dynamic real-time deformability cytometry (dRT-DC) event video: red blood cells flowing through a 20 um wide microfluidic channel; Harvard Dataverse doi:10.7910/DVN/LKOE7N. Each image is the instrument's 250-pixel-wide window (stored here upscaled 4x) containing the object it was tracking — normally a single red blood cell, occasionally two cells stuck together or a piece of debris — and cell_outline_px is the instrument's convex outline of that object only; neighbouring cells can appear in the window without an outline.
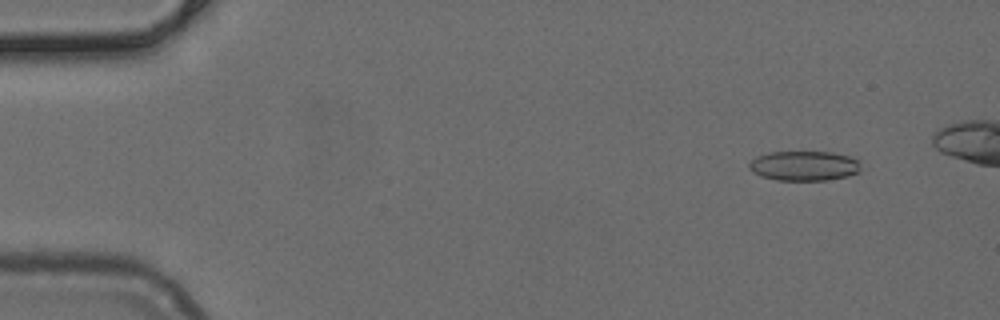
{"species": "common noctule bat (a hibernating species)", "species_latin": "Nyctalus noctula", "temperature_condition": "cold", "stored_images_in_passage": 46, "camera_frame_rate_fps": 3000, "um_per_image_px": 0.085, "animal": {"sex": "female", "body_mass_g": 24.6, "forearm_length_mm": 56.2}, "frame": {"image": 1, "passage_image": 5, "time_ms": 1.333, "image_size_px": [1000, 320], "cell_outline_px": [[860, 172], [848, 176], [828, 180], [776, 180], [760, 176], [752, 172], [748, 168], [748, 164], [756, 156], [768, 152], [832, 152], [848, 156], [856, 160]], "centroid_in_image_um": [68.29, 14.1], "position_along_channel_um": 16.7, "area_um2": 19.36}}
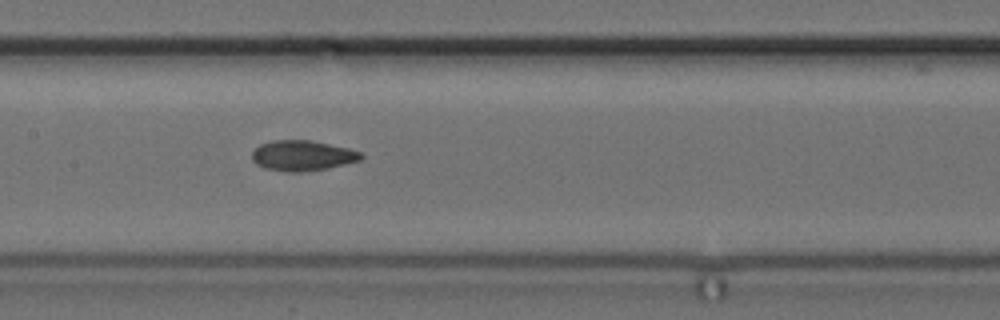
{"frame": {"image": 2, "passage_image": 25, "time_ms": 8.0, "image_size_px": [1000, 320], "cell_outline_px": [[364, 156], [360, 160], [328, 168], [296, 172], [288, 172], [264, 168], [256, 164], [252, 160], [252, 152], [260, 144], [272, 140], [308, 140], [348, 148], [360, 152]], "centroid_in_image_um": [25.67, 13.22], "position_along_channel_um": 181.7, "area_um2": 19.13}}
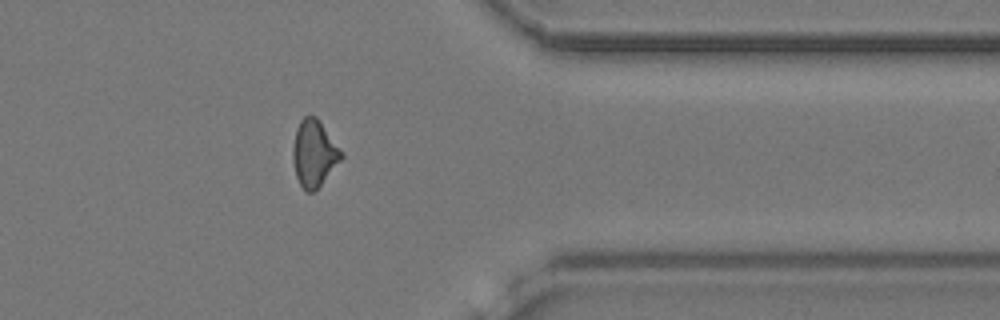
{"frame": {"image": 3, "passage_image": 41, "time_ms": 13.333, "image_size_px": [1000, 320], "cell_outline_px": [[344, 156], [320, 184], [312, 192], [308, 192], [300, 184], [296, 176], [292, 160], [292, 148], [296, 128], [300, 120], [304, 116], [316, 116], [320, 120], [344, 152]], "centroid_in_image_um": [26.69, 12.98], "position_along_channel_um": 384.7, "area_um2": 18.79}}